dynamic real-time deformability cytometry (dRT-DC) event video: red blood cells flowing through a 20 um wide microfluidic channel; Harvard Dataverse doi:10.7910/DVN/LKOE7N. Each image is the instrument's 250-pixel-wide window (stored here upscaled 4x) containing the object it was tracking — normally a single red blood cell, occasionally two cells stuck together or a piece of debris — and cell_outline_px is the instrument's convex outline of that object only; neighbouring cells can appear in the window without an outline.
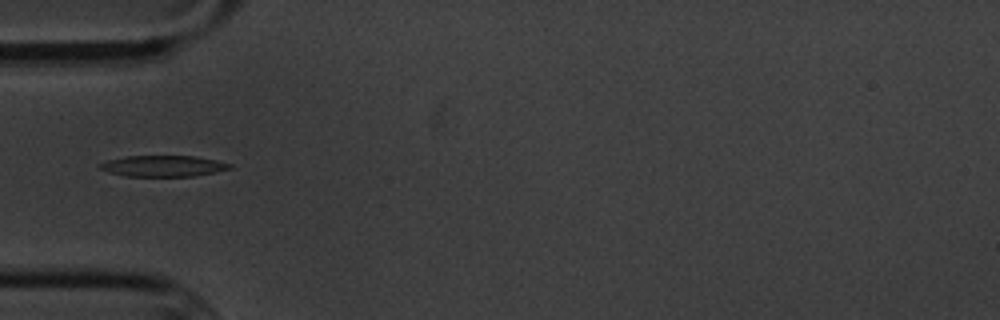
{"species": "common noctule bat (a hibernating species)", "species_latin": "Nyctalus noctula", "temperature_condition": "cold", "stored_images_in_passage": 6, "camera_frame_rate_fps": 3000, "um_per_image_px": 0.085, "animal": {"sex": "male", "body_mass_g": 20.1, "forearm_length_mm": 53.5}, "frame": {"image": 1, "passage_image": 1, "time_ms": 0.0, "image_size_px": [1000, 320], "cell_outline_px": [[236, 168], [196, 176], [124, 176], [108, 172], [100, 168], [100, 164], [108, 160], [124, 156], [196, 156], [216, 160], [232, 164]], "centroid_in_image_um": [13.94, 14.11], "position_along_channel_um": 71.1, "area_um2": 16.07}}
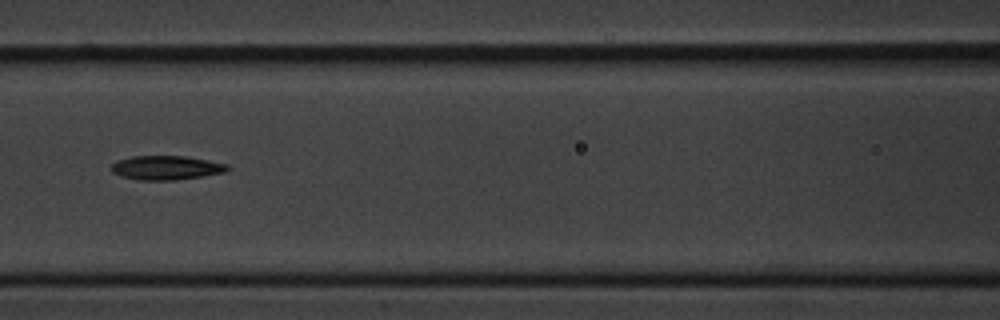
{"frame": {"image": 2, "passage_image": 3, "time_ms": 2.333, "image_size_px": [1000, 320], "cell_outline_px": [[232, 168], [224, 172], [204, 176], [176, 180], [140, 180], [120, 176], [112, 172], [112, 164], [116, 160], [132, 156], [184, 156], [208, 160], [228, 164]], "centroid_in_image_um": [14.14, 14.26], "position_along_channel_um": 152.5, "area_um2": 16.42}}
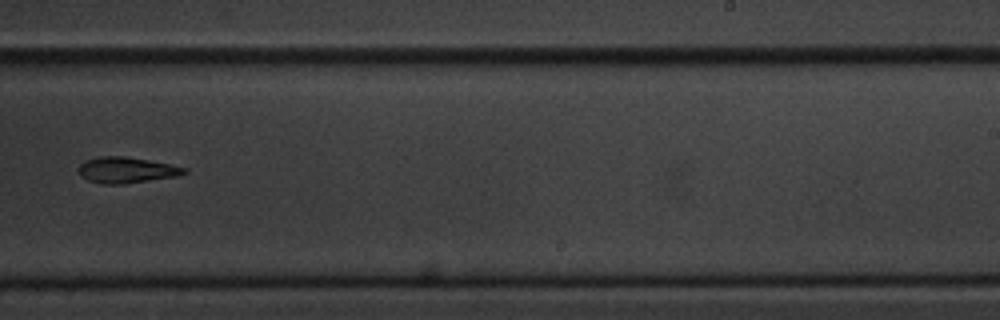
{"frame": {"image": 3, "passage_image": 6, "time_ms": 6.0, "image_size_px": [1000, 320], "cell_outline_px": [[188, 172], [176, 176], [120, 184], [104, 184], [88, 180], [80, 176], [80, 164], [84, 160], [100, 156], [124, 156], [148, 160], [188, 168]], "centroid_in_image_um": [10.73, 14.44], "position_along_channel_um": 278.3, "area_um2": 15.72}}